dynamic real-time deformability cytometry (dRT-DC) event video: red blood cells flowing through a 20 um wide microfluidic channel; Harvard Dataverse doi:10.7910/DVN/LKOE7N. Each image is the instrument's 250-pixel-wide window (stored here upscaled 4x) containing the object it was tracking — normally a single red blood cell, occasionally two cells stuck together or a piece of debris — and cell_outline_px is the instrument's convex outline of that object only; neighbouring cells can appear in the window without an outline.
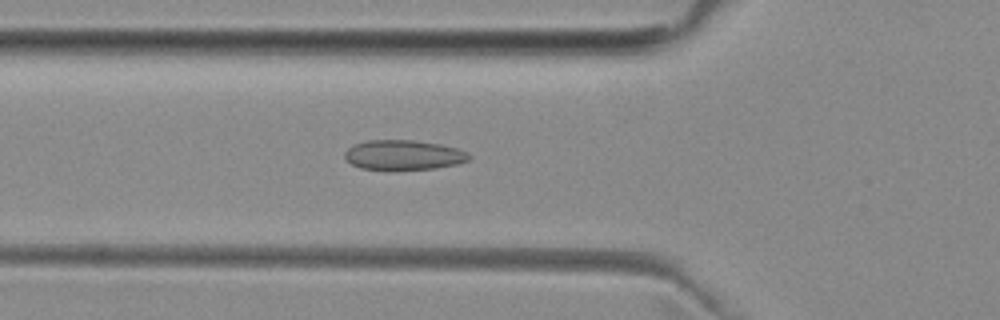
{"species": "common noctule bat (a hibernating species)", "species_latin": "Nyctalus noctula", "temperature_condition": "room temperature", "stored_images_in_passage": 39, "camera_frame_rate_fps": 3000, "um_per_image_px": 0.085, "animal": {"sex": "female", "body_mass_g": 29.2, "forearm_length_mm": 56.3}, "frame": {"image": 1, "passage_image": 6, "time_ms": 1.667, "image_size_px": [1000, 320], "cell_outline_px": [[472, 156], [468, 160], [456, 164], [436, 168], [392, 172], [388, 172], [360, 168], [352, 164], [344, 156], [344, 152], [348, 148], [356, 144], [368, 140], [412, 140], [440, 144], [456, 148]], "centroid_in_image_um": [34.26, 13.21], "position_along_channel_um": 91.5, "area_um2": 22.08}}
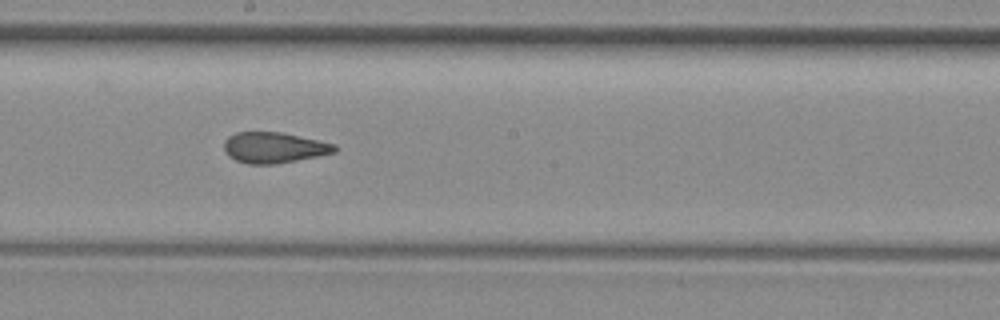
{"frame": {"image": 2, "passage_image": 16, "time_ms": 5.0, "image_size_px": [1000, 320], "cell_outline_px": [[336, 152], [320, 156], [276, 164], [248, 164], [236, 160], [228, 156], [224, 152], [224, 140], [228, 136], [236, 132], [280, 132], [336, 144]], "centroid_in_image_um": [23.27, 12.55], "position_along_channel_um": 224.9, "area_um2": 19.94}}
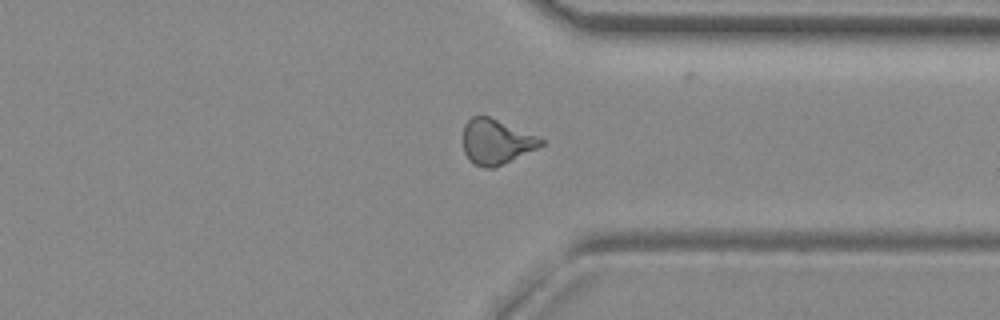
{"frame": {"image": 3, "passage_image": 27, "time_ms": 8.667, "image_size_px": [1000, 320], "cell_outline_px": [[544, 144], [496, 168], [484, 168], [472, 164], [468, 160], [464, 152], [464, 124], [472, 116], [488, 116], [536, 136], [544, 140]], "centroid_in_image_um": [42.13, 12.08], "position_along_channel_um": 369.3, "area_um2": 20.23}, "authors_computed_cell_mechanics": {"area_um2": 20.2878, "velocity_mm_per_s": 3.9904, "shape_relaxation_time_tau1_ms": null, "shape_relaxation_time_tau2_ms": 1.8266, "deformation_change_tau1": null, "deformation_change_tau2": 0.0808}}